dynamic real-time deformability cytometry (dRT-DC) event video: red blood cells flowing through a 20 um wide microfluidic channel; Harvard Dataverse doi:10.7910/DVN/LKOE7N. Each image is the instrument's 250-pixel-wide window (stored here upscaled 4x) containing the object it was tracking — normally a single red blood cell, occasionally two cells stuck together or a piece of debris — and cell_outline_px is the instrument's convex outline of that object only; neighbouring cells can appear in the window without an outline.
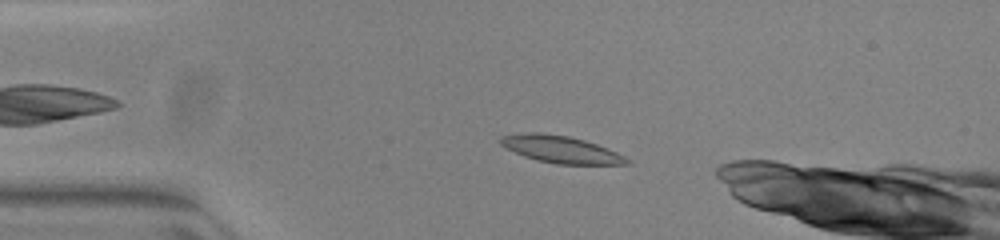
{"species": "common noctule bat (a hibernating species)", "species_latin": "Nyctalus noctula", "temperature_condition": "warm", "stored_images_in_passage": 48, "camera_frame_rate_fps": 3000, "um_per_image_px": 0.085, "animal": {"sex": "female", "body_mass_g": 23.0, "forearm_length_mm": 53.4}, "frame": {"image": 1, "passage_image": 6, "time_ms": 1.667, "image_size_px": [1000, 240], "cell_outline_px": [[632, 164], [556, 164], [536, 160], [524, 156], [504, 148], [500, 144], [500, 136], [524, 132], [540, 132], [568, 136], [584, 140], [608, 148], [632, 160]], "centroid_in_image_um": [47.65, 12.69], "position_along_channel_um": 37.3, "area_um2": 20.11}}
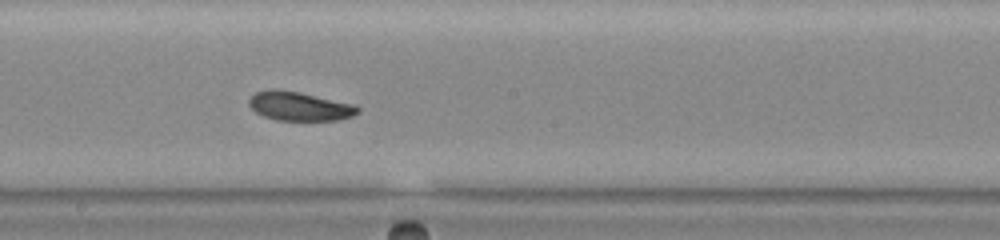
{"frame": {"image": 2, "passage_image": 23, "time_ms": 7.333, "image_size_px": [1000, 240], "cell_outline_px": [[360, 112], [352, 116], [340, 120], [276, 120], [264, 116], [256, 112], [248, 104], [248, 100], [256, 92], [300, 92], [356, 104], [360, 108]], "centroid_in_image_um": [25.56, 9.07], "position_along_channel_um": 222.6, "area_um2": 17.86}}
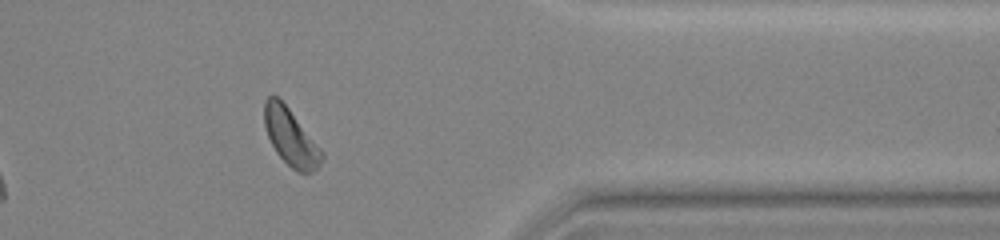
{"frame": {"image": 3, "passage_image": 37, "time_ms": 12.0, "image_size_px": [1000, 240], "cell_outline_px": [[324, 156], [320, 164], [312, 172], [296, 172], [276, 152], [268, 136], [264, 124], [264, 100], [268, 96], [276, 96], [288, 108], [324, 152]], "centroid_in_image_um": [24.71, 11.67], "position_along_channel_um": 386.7, "area_um2": 18.67}}